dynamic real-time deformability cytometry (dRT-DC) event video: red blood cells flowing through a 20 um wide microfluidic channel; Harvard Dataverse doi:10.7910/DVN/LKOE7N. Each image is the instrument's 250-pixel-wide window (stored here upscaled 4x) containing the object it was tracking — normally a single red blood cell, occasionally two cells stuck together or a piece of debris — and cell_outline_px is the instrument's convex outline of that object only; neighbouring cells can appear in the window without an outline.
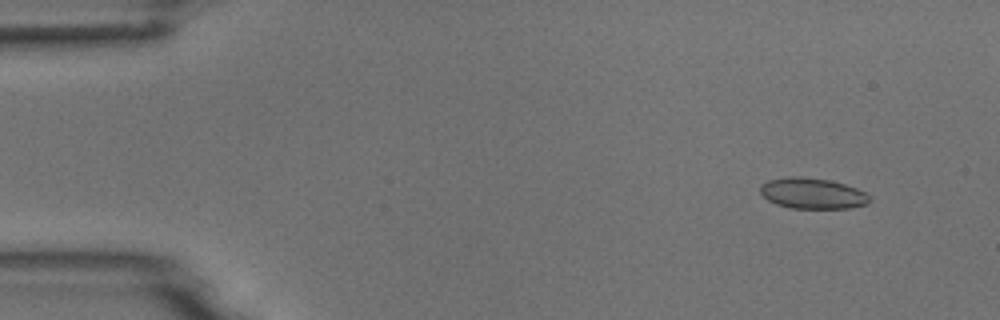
{"species": "common noctule bat (a hibernating species)", "species_latin": "Nyctalus noctula", "temperature_condition": "room temperature", "stored_images_in_passage": 5, "camera_frame_rate_fps": 3000, "um_per_image_px": 0.085, "animal": {"sex": "male", "body_mass_g": 18.8}, "frame": {"image": 1, "passage_image": 2, "time_ms": 1.333, "image_size_px": [1000, 320], "cell_outline_px": [[872, 200], [868, 204], [848, 208], [792, 208], [776, 204], [768, 200], [760, 192], [760, 184], [768, 180], [788, 176], [800, 176], [828, 180], [844, 184], [856, 188], [864, 192]], "centroid_in_image_um": [69.04, 16.43], "position_along_channel_um": 16.0, "area_um2": 19.59}}
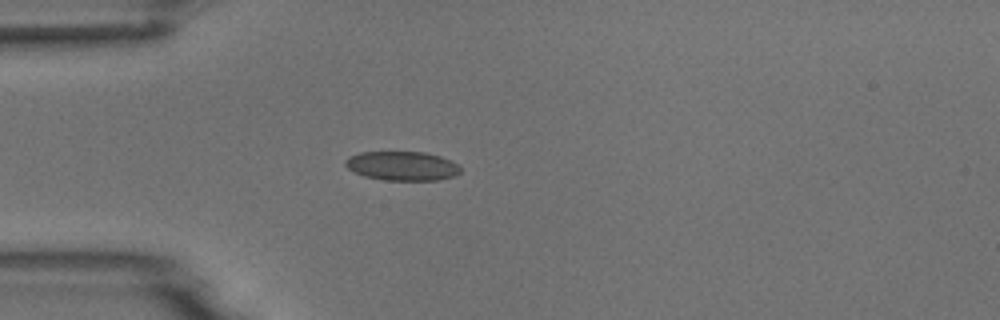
{"frame": {"image": 2, "passage_image": 5, "time_ms": 4.667, "image_size_px": [1000, 320], "cell_outline_px": [[460, 172], [456, 176], [436, 180], [384, 180], [364, 176], [348, 168], [344, 164], [344, 160], [348, 156], [360, 152], [424, 152], [440, 156], [452, 160], [460, 168]], "centroid_in_image_um": [34.18, 14.1], "position_along_channel_um": 50.8, "area_um2": 19.59}}